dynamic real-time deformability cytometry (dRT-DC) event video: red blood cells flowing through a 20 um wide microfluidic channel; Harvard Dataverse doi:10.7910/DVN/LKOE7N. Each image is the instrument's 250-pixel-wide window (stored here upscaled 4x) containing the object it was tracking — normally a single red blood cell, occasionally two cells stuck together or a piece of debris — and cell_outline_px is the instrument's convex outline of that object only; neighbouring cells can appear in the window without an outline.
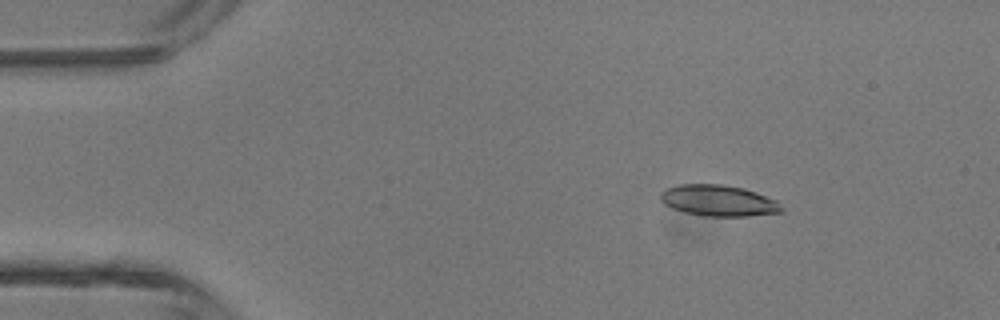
{"species": "common noctule bat (a hibernating species)", "species_latin": "Nyctalus noctula", "temperature_condition": "room temperature", "stored_images_in_passage": 4, "camera_frame_rate_fps": 3000, "um_per_image_px": 0.085, "animal": {"sex": "male", "body_mass_g": 13.3}, "frame": {"image": 1, "passage_image": 2, "time_ms": 1.333, "image_size_px": [1000, 320], "cell_outline_px": [[784, 212], [748, 216], [704, 216], [684, 212], [672, 208], [664, 204], [660, 200], [660, 192], [664, 188], [680, 184], [724, 184], [744, 188], [756, 192], [776, 200], [784, 208]], "centroid_in_image_um": [61.06, 17.05], "position_along_channel_um": 23.9, "area_um2": 22.25}}
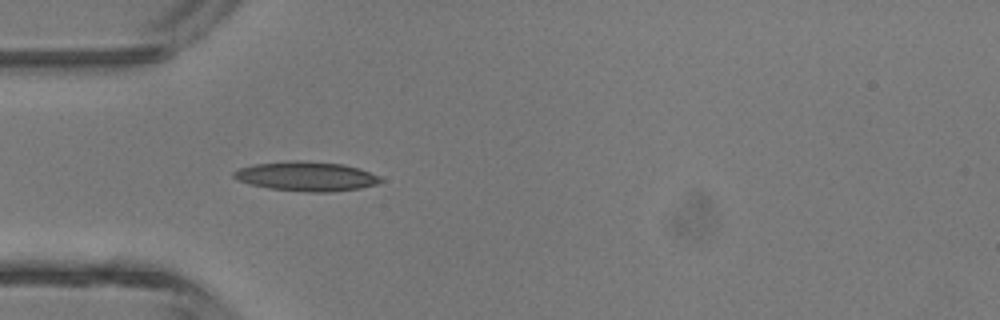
{"frame": {"image": 2, "passage_image": 4, "time_ms": 3.667, "image_size_px": [1000, 320], "cell_outline_px": [[384, 180], [376, 184], [360, 188], [328, 192], [308, 192], [268, 188], [236, 180], [232, 176], [232, 172], [240, 168], [252, 164], [288, 160], [304, 160], [344, 164], [360, 168], [380, 176]], "centroid_in_image_um": [26.03, 14.97], "position_along_channel_um": 59.0, "area_um2": 25.43}}